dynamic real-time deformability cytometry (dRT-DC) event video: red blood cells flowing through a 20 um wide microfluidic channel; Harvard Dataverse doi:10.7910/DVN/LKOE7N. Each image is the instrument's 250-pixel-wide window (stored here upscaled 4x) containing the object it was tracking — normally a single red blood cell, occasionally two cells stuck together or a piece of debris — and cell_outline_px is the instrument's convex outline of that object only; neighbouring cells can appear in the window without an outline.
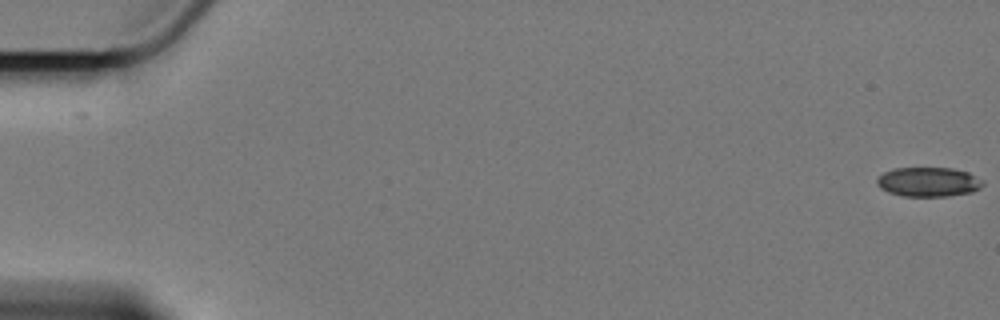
{"species": "Egyptian fruit bat (a non-hibernating species)", "species_latin": "Rousettus aegyptiacus", "temperature_condition": "cold", "stored_images_in_passage": 60, "camera_frame_rate_fps": 3000, "um_per_image_px": 0.085, "animal": {"sex": "female"}, "frame": {"image": 1, "passage_image": 1, "time_ms": 0.0, "image_size_px": [1000, 320], "cell_outline_px": [[984, 184], [980, 188], [972, 192], [948, 196], [904, 196], [888, 192], [880, 188], [876, 184], [876, 180], [884, 172], [892, 168], [952, 168], [968, 172], [984, 180]], "centroid_in_image_um": [78.93, 15.46], "position_along_channel_um": 6.1, "area_um2": 18.26}}
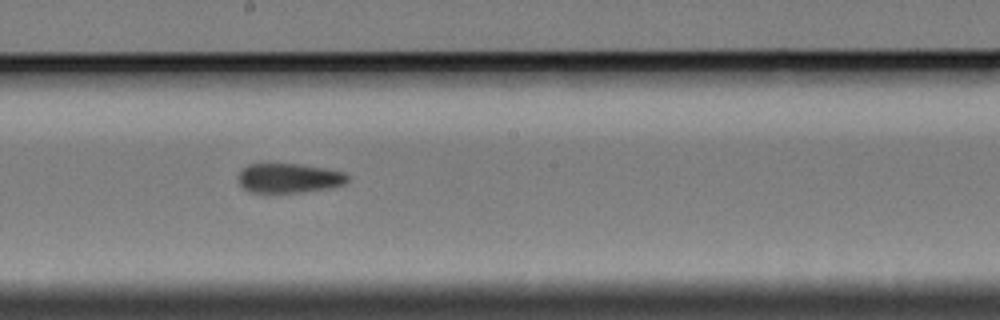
{"frame": {"image": 2, "passage_image": 34, "time_ms": 11.0, "image_size_px": [1000, 320], "cell_outline_px": [[348, 180], [344, 184], [332, 188], [300, 192], [248, 192], [240, 184], [236, 176], [248, 164], [296, 164], [324, 168], [344, 172], [348, 176]], "centroid_in_image_um": [24.55, 15.14], "position_along_channel_um": 223.6, "area_um2": 18.73}}
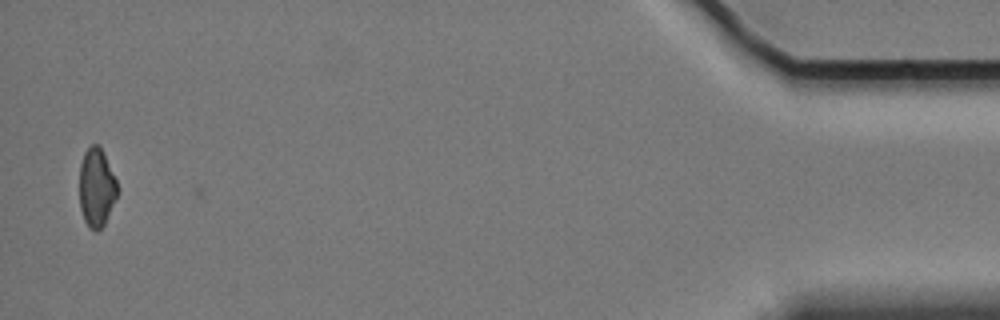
{"frame": {"image": 3, "passage_image": 59, "time_ms": 19.333, "image_size_px": [1000, 320], "cell_outline_px": [[120, 192], [104, 224], [96, 232], [88, 228], [84, 220], [80, 208], [80, 164], [84, 152], [92, 144], [100, 144], [116, 180]], "centroid_in_image_um": [8.22, 15.95], "position_along_channel_um": 427.0, "area_um2": 17.63}, "authors_computed_cell_mechanics": {"area_um2": 19.2474, "velocity_mm_per_s": 3.4146, "shape_relaxation_time_tau1_ms": null, "shape_relaxation_time_tau2_ms": 5.4151, "deformation_change_tau1": null, "deformation_change_tau2": 0.1321}}